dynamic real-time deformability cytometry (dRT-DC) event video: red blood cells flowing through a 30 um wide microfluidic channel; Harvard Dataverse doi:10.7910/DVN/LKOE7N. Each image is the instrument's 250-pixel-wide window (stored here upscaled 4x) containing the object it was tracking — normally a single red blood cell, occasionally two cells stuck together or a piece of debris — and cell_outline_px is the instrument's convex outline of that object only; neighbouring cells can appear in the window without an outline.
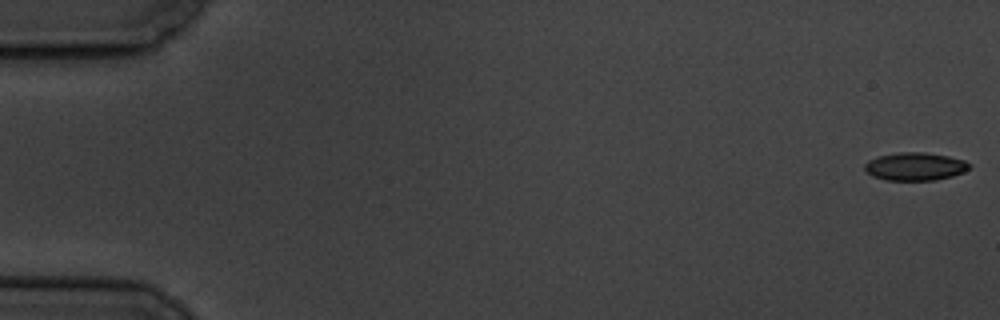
{"species": "common noctule bat (a hibernating species)", "species_latin": "Nyctalus noctula", "temperature_condition": "cold", "stored_images_in_passage": 5, "camera_frame_rate_fps": 3000, "um_per_image_px": 0.085, "animal": {"sex": "male", "body_mass_g": 19.5, "forearm_length_mm": 54.6}, "frame": {"image": 1, "passage_image": 1, "time_ms": 0.0, "image_size_px": [1000, 320], "cell_outline_px": [[972, 168], [964, 172], [952, 176], [936, 180], [884, 180], [872, 176], [864, 168], [864, 164], [868, 160], [876, 156], [900, 152], [924, 152], [948, 156], [964, 160], [972, 164]], "centroid_in_image_um": [77.8, 14.15], "position_along_channel_um": 7.2, "area_um2": 17.28}}